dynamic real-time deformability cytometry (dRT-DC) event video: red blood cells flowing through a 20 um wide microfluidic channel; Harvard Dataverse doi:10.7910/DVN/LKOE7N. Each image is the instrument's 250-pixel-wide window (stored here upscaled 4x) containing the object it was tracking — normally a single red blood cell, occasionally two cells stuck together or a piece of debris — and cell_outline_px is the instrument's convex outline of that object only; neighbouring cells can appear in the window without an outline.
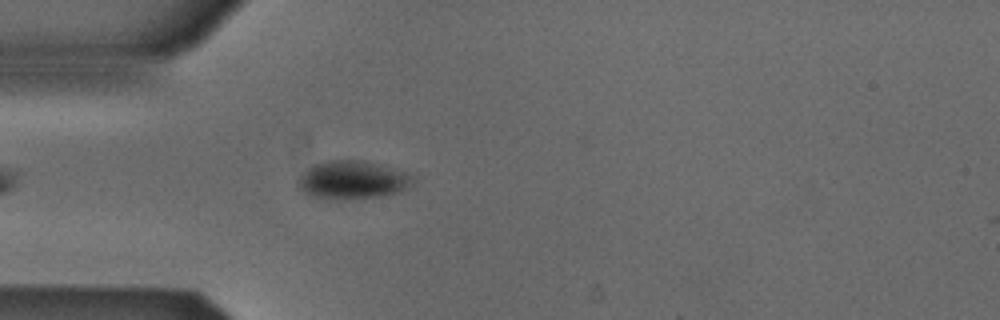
{"species": "Egyptian fruit bat (a non-hibernating species)", "species_latin": "Rousettus aegyptiacus", "temperature_condition": "cold", "stored_images_in_passage": 43, "camera_frame_rate_fps": 3000, "um_per_image_px": 0.085, "animal": {"sex": "male"}, "frame": {"image": 1, "passage_image": 5, "time_ms": 1.333, "image_size_px": [1000, 320], "cell_outline_px": [[412, 180], [404, 188], [396, 192], [380, 196], [344, 200], [336, 200], [312, 196], [304, 192], [300, 188], [300, 176], [312, 164], [324, 160], [364, 160], [404, 172], [412, 176]], "centroid_in_image_um": [29.89, 15.29], "position_along_channel_um": 55.1, "area_um2": 25.09}}
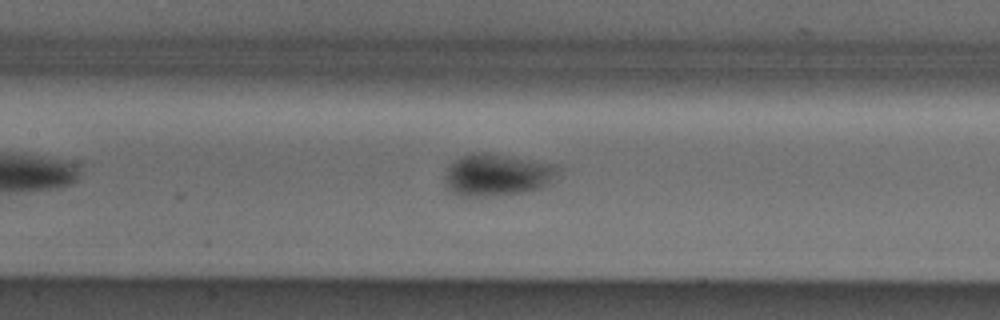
{"frame": {"image": 2, "passage_image": 14, "time_ms": 4.333, "image_size_px": [1000, 320], "cell_outline_px": [[560, 168], [552, 180], [548, 184], [540, 188], [520, 192], [492, 196], [464, 196], [452, 192], [448, 188], [448, 168], [460, 156], [472, 152], [488, 152], [560, 164]], "centroid_in_image_um": [42.33, 14.83], "position_along_channel_um": 165.1, "area_um2": 27.57}}
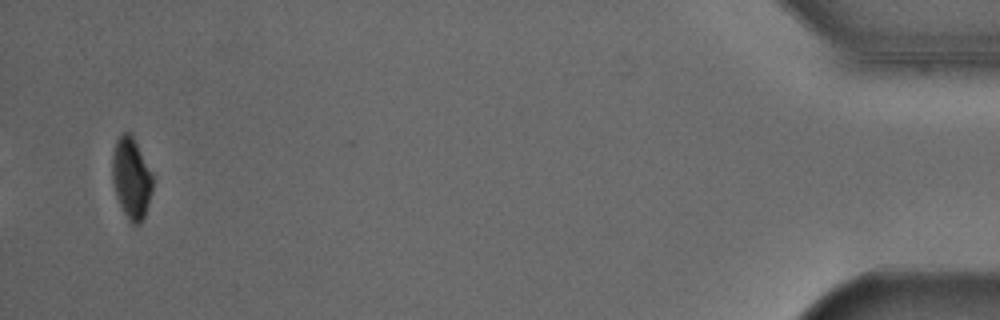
{"frame": {"image": 3, "passage_image": 41, "time_ms": 13.333, "image_size_px": [1000, 320], "cell_outline_px": [[152, 192], [144, 216], [140, 224], [132, 224], [128, 220], [116, 196], [112, 180], [112, 156], [116, 140], [124, 132], [132, 132], [152, 172]], "centroid_in_image_um": [11.16, 15.11], "position_along_channel_um": 424.0, "area_um2": 19.25}, "authors_computed_cell_mechanics": {"area_um2": 24.3916, "velocity_mm_per_s": 3.8743, "shape_relaxation_time_tau1_ms": 0.6254, "shape_relaxation_time_tau2_ms": null, "deformation_change_tau1": 0.0432, "deformation_change_tau2": null}}